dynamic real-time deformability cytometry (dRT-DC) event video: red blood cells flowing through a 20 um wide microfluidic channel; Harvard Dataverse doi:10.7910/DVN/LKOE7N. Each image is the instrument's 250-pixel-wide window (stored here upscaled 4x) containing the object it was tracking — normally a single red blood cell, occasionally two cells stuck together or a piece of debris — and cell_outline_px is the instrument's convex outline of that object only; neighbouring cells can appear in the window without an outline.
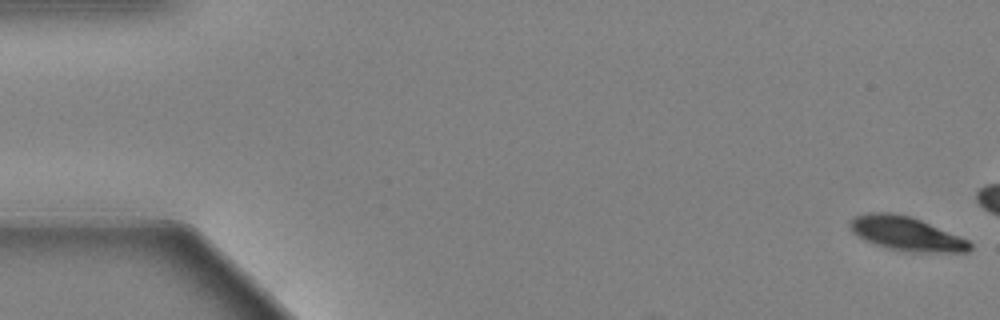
{"species": "Egyptian fruit bat (a non-hibernating species)", "species_latin": "Rousettus aegyptiacus", "temperature_condition": "warm", "stored_images_in_passage": 18, "camera_frame_rate_fps": 3000, "um_per_image_px": 0.085, "animal": {"sex": "female"}, "frame": {"image": 1, "passage_image": 1, "time_ms": 0.0, "image_size_px": [1000, 320], "cell_outline_px": [[972, 248], [968, 252], [912, 252], [888, 248], [864, 240], [856, 236], [848, 228], [848, 224], [856, 216], [868, 212], [892, 212], [912, 216], [968, 240], [972, 244]], "centroid_in_image_um": [77.01, 19.85], "position_along_channel_um": 8.0, "area_um2": 23.81}}